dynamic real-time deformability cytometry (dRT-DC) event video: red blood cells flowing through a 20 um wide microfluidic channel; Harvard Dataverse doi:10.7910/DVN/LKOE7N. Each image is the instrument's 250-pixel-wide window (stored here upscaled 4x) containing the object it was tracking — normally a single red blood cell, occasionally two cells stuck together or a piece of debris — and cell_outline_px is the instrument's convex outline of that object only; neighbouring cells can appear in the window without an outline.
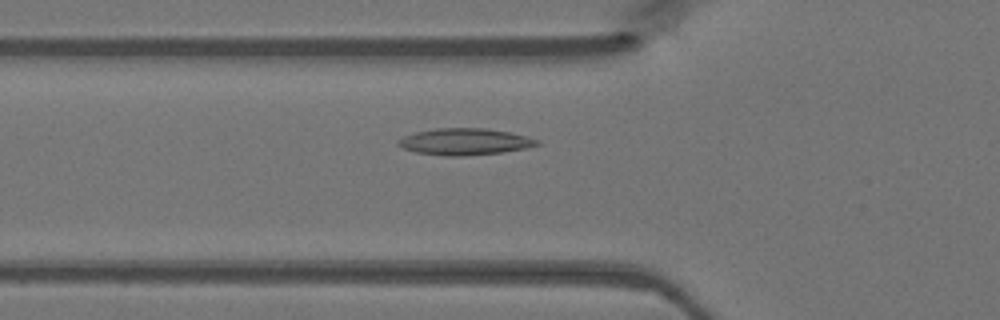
{"species": "Egyptian fruit bat (a non-hibernating species)", "species_latin": "Rousettus aegyptiacus", "temperature_condition": "warm", "stored_images_in_passage": 44, "camera_frame_rate_fps": 3000, "um_per_image_px": 0.085, "animal": {"sex": "female"}, "frame": {"image": 1, "passage_image": 13, "time_ms": 4.0, "image_size_px": [1000, 320], "cell_outline_px": [[540, 144], [524, 148], [500, 152], [460, 156], [444, 156], [416, 152], [404, 148], [396, 144], [396, 140], [404, 136], [416, 132], [436, 128], [484, 128], [508, 132], [540, 140]], "centroid_in_image_um": [39.45, 12.04], "position_along_channel_um": 86.3, "area_um2": 21.27}}
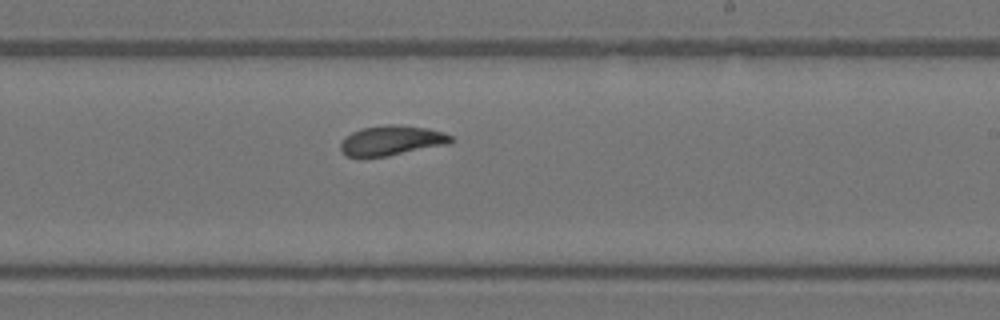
{"frame": {"image": 2, "passage_image": 25, "time_ms": 8.0, "image_size_px": [1000, 320], "cell_outline_px": [[456, 140], [452, 144], [388, 156], [360, 160], [348, 156], [340, 148], [340, 144], [344, 136], [352, 132], [364, 128], [388, 124], [396, 124], [428, 128], [444, 132], [452, 136]], "centroid_in_image_um": [33.31, 11.97], "position_along_channel_um": 255.7, "area_um2": 19.94}}
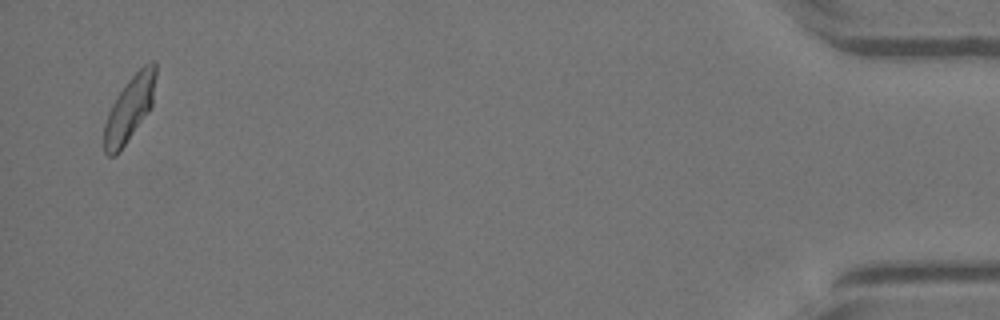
{"frame": {"image": 3, "passage_image": 43, "time_ms": 14.0, "image_size_px": [1000, 320], "cell_outline_px": [[156, 76], [152, 108], [120, 152], [116, 156], [108, 156], [104, 152], [104, 124], [108, 112], [116, 96], [128, 80], [144, 64], [152, 60], [156, 60]], "centroid_in_image_um": [11.02, 9.25], "position_along_channel_um": 424.2, "area_um2": 19.94}}